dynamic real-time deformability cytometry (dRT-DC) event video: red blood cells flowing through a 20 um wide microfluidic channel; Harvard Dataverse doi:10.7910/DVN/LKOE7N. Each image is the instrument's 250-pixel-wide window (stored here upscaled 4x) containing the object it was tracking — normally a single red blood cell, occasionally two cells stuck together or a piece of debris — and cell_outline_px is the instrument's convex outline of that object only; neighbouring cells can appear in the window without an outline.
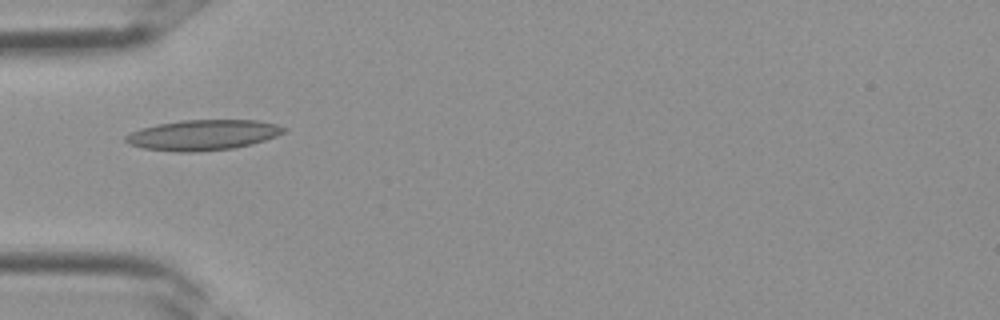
{"species": "Egyptian fruit bat (a non-hibernating species)", "species_latin": "Rousettus aegyptiacus", "temperature_condition": "room temperature", "stored_images_in_passage": 1, "camera_frame_rate_fps": 3000, "um_per_image_px": 0.085, "frame": {"image": 1, "passage_image": 1, "time_ms": 0.0, "image_size_px": [1000, 320], "cell_outline_px": [[288, 128], [284, 132], [276, 136], [252, 144], [236, 148], [200, 152], [176, 152], [144, 148], [128, 144], [124, 140], [124, 136], [140, 128], [156, 124], [180, 120], [256, 120], [276, 124]], "centroid_in_image_um": [17.24, 11.48], "position_along_channel_um": 67.8, "area_um2": 28.26}}